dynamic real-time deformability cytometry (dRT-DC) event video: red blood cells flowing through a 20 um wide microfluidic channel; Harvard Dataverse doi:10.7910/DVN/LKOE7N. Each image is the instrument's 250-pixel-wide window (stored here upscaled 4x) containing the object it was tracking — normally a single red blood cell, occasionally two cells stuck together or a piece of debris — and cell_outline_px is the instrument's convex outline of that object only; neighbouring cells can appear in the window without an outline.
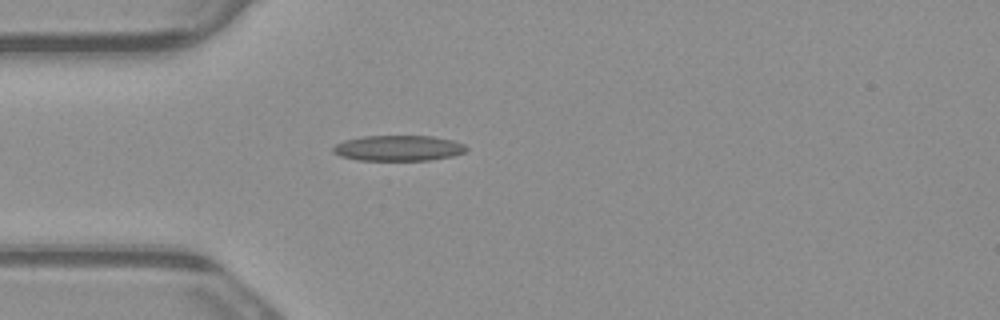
{"species": "common noctule bat (a hibernating species)", "species_latin": "Nyctalus noctula", "temperature_condition": "warm", "stored_images_in_passage": 1, "camera_frame_rate_fps": 3000, "um_per_image_px": 0.085, "animal": {"sex": "male", "body_mass_g": 23.1, "forearm_length_mm": 52.7}, "frame": {"image": 1, "passage_image": 1, "time_ms": 0.0, "image_size_px": [1000, 320], "cell_outline_px": [[468, 148], [464, 152], [452, 156], [428, 160], [356, 160], [340, 156], [332, 152], [332, 148], [336, 144], [344, 140], [364, 136], [432, 136], [452, 140], [464, 144]], "centroid_in_image_um": [33.84, 12.59], "position_along_channel_um": 51.2, "area_um2": 19.83}}